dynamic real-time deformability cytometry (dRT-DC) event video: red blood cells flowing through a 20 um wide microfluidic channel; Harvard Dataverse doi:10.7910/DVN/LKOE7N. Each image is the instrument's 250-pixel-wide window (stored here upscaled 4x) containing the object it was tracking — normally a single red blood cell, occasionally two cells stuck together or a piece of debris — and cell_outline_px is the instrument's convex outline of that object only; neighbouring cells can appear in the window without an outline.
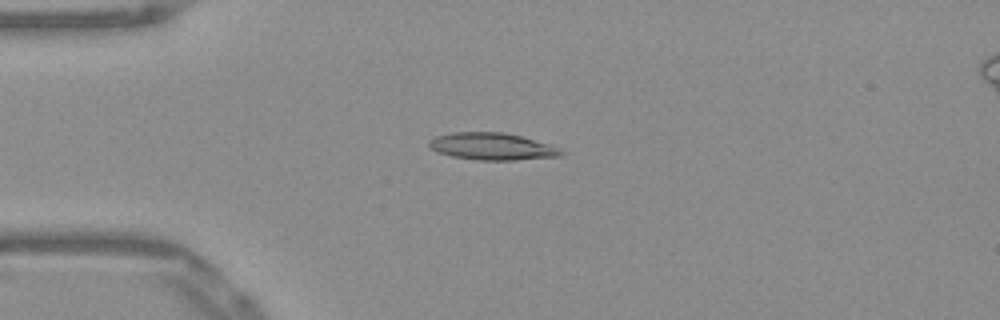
{"species": "Egyptian fruit bat (a non-hibernating species)", "species_latin": "Rousettus aegyptiacus", "temperature_condition": "warm", "stored_images_in_passage": 41, "camera_frame_rate_fps": 3000, "um_per_image_px": 0.085, "frame": {"image": 1, "passage_image": 2, "time_ms": 0.333, "image_size_px": [1000, 320], "cell_outline_px": [[564, 152], [560, 156], [516, 160], [476, 160], [452, 156], [436, 152], [428, 148], [428, 140], [436, 136], [452, 132], [504, 132], [552, 144], [560, 148]], "centroid_in_image_um": [41.81, 12.44], "position_along_channel_um": 43.2, "area_um2": 21.1}}
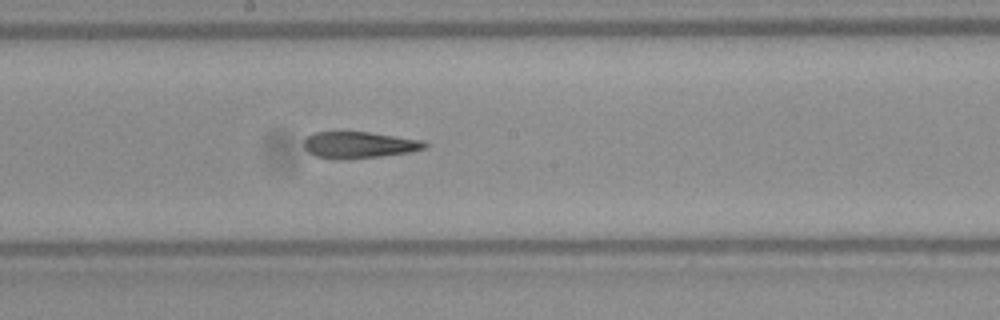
{"frame": {"image": 2, "passage_image": 17, "time_ms": 5.333, "image_size_px": [1000, 320], "cell_outline_px": [[428, 148], [408, 152], [380, 156], [344, 160], [336, 160], [316, 156], [308, 152], [304, 148], [304, 140], [308, 136], [316, 132], [368, 132], [424, 140], [428, 144]], "centroid_in_image_um": [30.53, 12.33], "position_along_channel_um": 217.7, "area_um2": 18.79}}
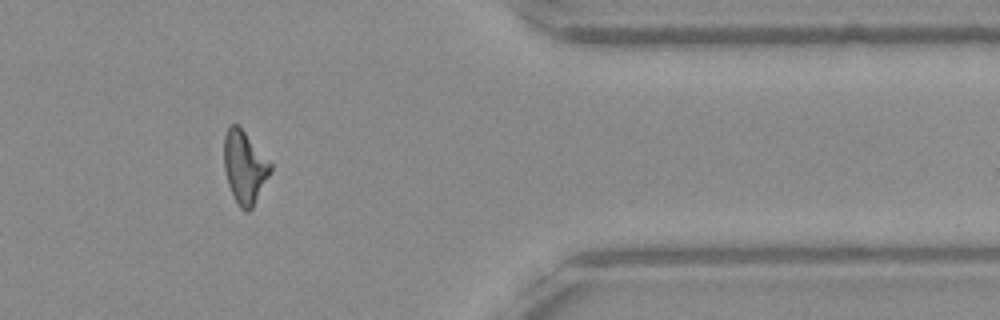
{"frame": {"image": 3, "passage_image": 32, "time_ms": 10.333, "image_size_px": [1000, 320], "cell_outline_px": [[272, 172], [252, 208], [248, 212], [244, 212], [240, 208], [228, 184], [224, 168], [224, 136], [228, 128], [232, 124], [240, 124], [272, 164]], "centroid_in_image_um": [20.81, 14.18], "position_along_channel_um": 390.6, "area_um2": 19.88}, "authors_computed_cell_mechanics": {"area_um2": 19.5942, "velocity_mm_per_s": 3.9136, "shape_relaxation_time_tau1_ms": null, "shape_relaxation_time_tau2_ms": 4.0375, "deformation_change_tau1": null, "deformation_change_tau2": 0.1578}}